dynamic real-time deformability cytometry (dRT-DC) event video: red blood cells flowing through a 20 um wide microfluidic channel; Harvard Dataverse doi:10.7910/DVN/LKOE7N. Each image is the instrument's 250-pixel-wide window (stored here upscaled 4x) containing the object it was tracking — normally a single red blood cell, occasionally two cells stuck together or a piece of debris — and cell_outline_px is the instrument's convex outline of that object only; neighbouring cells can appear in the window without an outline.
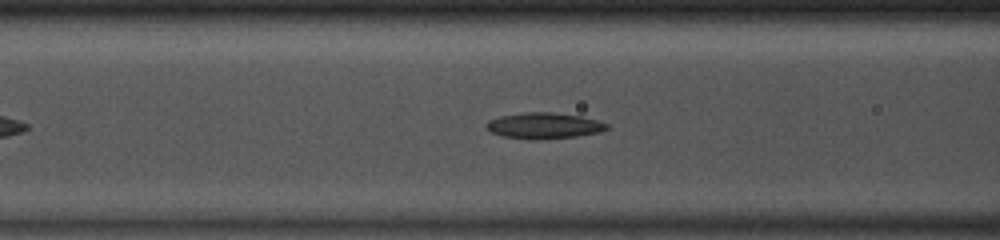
{"species": "common noctule bat (a hibernating species)", "species_latin": "Nyctalus noctula", "temperature_condition": "room temperature", "stored_images_in_passage": 42, "camera_frame_rate_fps": 3000, "um_per_image_px": 0.085, "animal": {"sex": "male", "body_mass_g": 13.0, "forearm_length_mm": 53.1}, "frame": {"image": 1, "passage_image": 13, "time_ms": 4.0, "image_size_px": [1000, 240], "cell_outline_px": [[612, 128], [600, 132], [576, 136], [536, 140], [532, 140], [504, 136], [492, 132], [484, 124], [488, 120], [500, 116], [520, 112], [552, 112], [580, 116], [596, 120], [608, 124]], "centroid_in_image_um": [46.25, 10.68], "position_along_channel_um": 120.4, "area_um2": 18.32}}
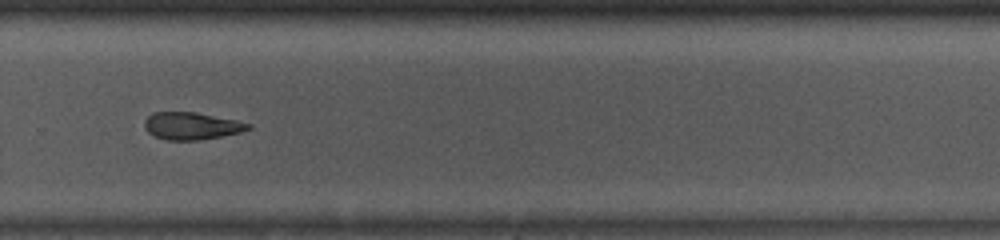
{"frame": {"image": 2, "passage_image": 27, "time_ms": 8.667, "image_size_px": [1000, 240], "cell_outline_px": [[252, 128], [244, 132], [200, 140], [168, 140], [156, 136], [148, 132], [144, 128], [144, 120], [152, 112], [196, 112], [236, 120], [252, 124]], "centroid_in_image_um": [16.31, 10.7], "position_along_channel_um": 313.5, "area_um2": 16.65}}
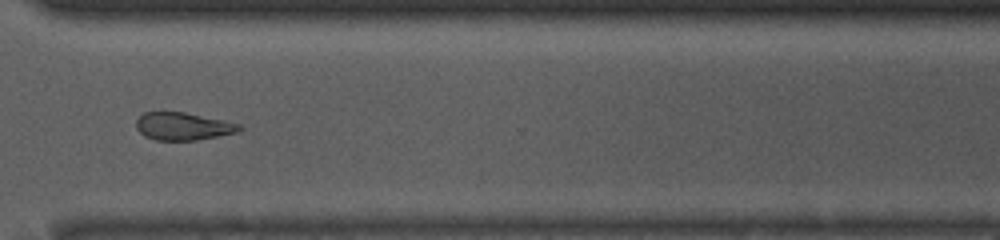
{"frame": {"image": 3, "passage_image": 30, "time_ms": 9.667, "image_size_px": [1000, 240], "cell_outline_px": [[244, 128], [240, 132], [196, 140], [156, 140], [144, 136], [136, 128], [136, 120], [144, 112], [184, 112], [224, 120], [240, 124]], "centroid_in_image_um": [15.58, 10.74], "position_along_channel_um": 355.0, "area_um2": 16.7}, "authors_computed_cell_mechanics": {"area_um2": 18.2648, "velocity_mm_per_s": 4.1486, "shape_relaxation_time_tau1_ms": 2.8852, "shape_relaxation_time_tau2_ms": null, "deformation_change_tau1": 0.1059, "deformation_change_tau2": null}}